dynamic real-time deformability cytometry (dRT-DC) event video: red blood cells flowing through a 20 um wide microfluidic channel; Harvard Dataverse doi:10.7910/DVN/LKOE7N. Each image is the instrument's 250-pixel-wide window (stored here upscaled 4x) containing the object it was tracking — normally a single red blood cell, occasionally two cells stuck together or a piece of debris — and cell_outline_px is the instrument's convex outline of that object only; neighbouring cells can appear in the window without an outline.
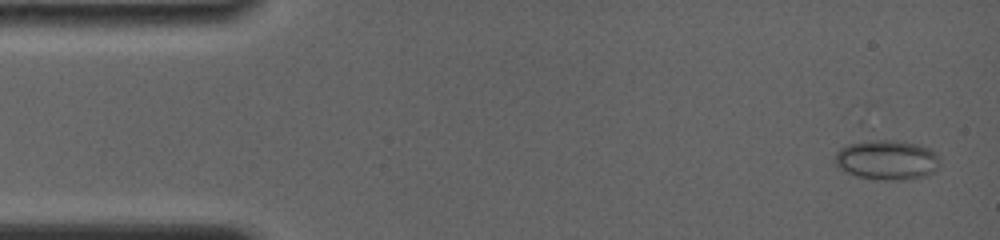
{"species": "common noctule bat (a hibernating species)", "species_latin": "Nyctalus noctula", "temperature_condition": "room temperature", "stored_images_in_passage": 6, "camera_frame_rate_fps": 4000, "um_per_image_px": 0.085, "animal": {"sex": "female", "body_mass_g": 19.0, "forearm_length_mm": 56.7}, "frame": {"image": 1, "passage_image": 1, "time_ms": 0.0, "image_size_px": [1000, 240], "cell_outline_px": [[940, 160], [936, 168], [932, 172], [924, 176], [896, 180], [888, 180], [860, 176], [848, 172], [840, 168], [836, 164], [836, 152], [840, 148], [848, 144], [860, 140], [900, 140], [920, 144], [932, 148], [936, 152]], "centroid_in_image_um": [75.42, 13.54], "position_along_channel_um": 9.6, "area_um2": 24.28}}
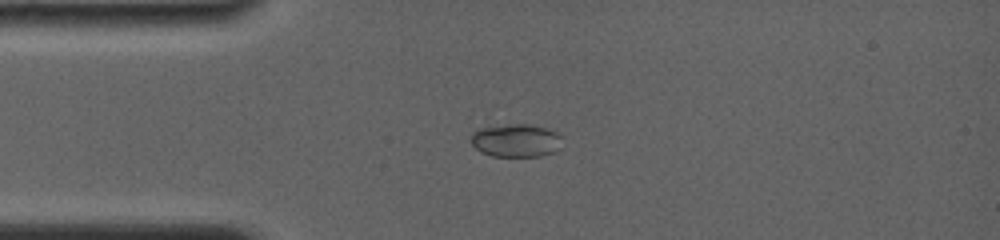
{"frame": {"image": 2, "passage_image": 5, "time_ms": 3.25, "image_size_px": [1000, 240], "cell_outline_px": [[560, 148], [556, 152], [540, 156], [492, 156], [480, 152], [468, 140], [468, 136], [472, 132], [480, 128], [512, 124], [532, 124], [548, 128], [556, 132], [560, 136]], "centroid_in_image_um": [43.83, 11.94], "position_along_channel_um": 41.2, "area_um2": 17.86}}